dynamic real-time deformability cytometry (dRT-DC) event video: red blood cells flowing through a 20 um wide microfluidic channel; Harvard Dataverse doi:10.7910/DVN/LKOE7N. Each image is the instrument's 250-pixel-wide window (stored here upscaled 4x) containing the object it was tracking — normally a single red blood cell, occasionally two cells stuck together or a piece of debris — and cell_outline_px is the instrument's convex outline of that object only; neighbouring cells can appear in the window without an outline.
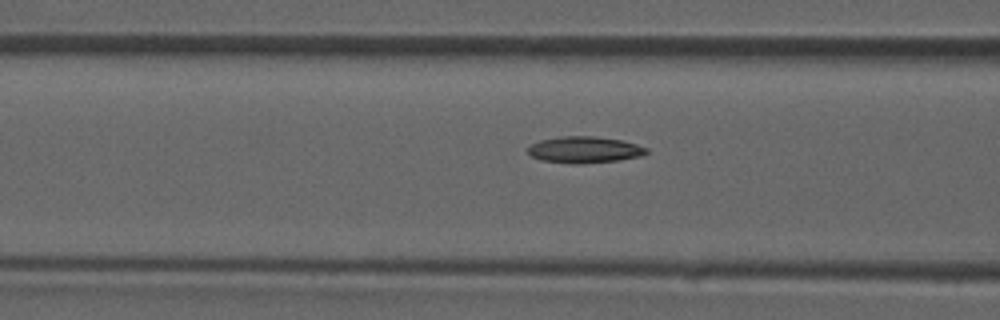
{"species": "common noctule bat (a hibernating species)", "species_latin": "Nyctalus noctula", "temperature_condition": "room temperature", "stored_images_in_passage": 27, "camera_frame_rate_fps": 3000, "um_per_image_px": 0.085, "animal": {"sex": "male", "forearm_length_mm": 52.5}, "frame": {"image": 1, "passage_image": 5, "time_ms": 1.333, "image_size_px": [1000, 320], "cell_outline_px": [[648, 152], [640, 156], [616, 160], [580, 164], [572, 164], [540, 160], [532, 156], [528, 152], [528, 148], [532, 144], [540, 140], [560, 136], [596, 136], [624, 140], [648, 148]], "centroid_in_image_um": [49.68, 12.72], "position_along_channel_um": 116.9, "area_um2": 18.32}}
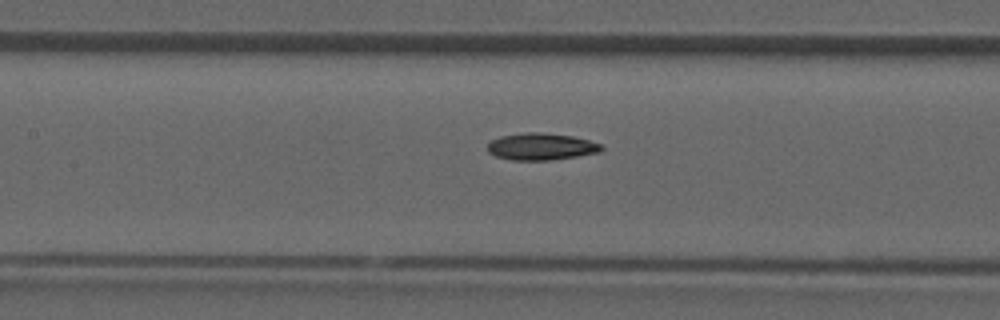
{"frame": {"image": 2, "passage_image": 8, "time_ms": 2.333, "image_size_px": [1000, 320], "cell_outline_px": [[604, 148], [600, 152], [576, 156], [548, 160], [512, 160], [496, 156], [488, 152], [488, 144], [492, 140], [500, 136], [528, 132], [544, 132], [572, 136], [588, 140], [600, 144]], "centroid_in_image_um": [45.99, 12.45], "position_along_channel_um": 161.4, "area_um2": 17.74}}